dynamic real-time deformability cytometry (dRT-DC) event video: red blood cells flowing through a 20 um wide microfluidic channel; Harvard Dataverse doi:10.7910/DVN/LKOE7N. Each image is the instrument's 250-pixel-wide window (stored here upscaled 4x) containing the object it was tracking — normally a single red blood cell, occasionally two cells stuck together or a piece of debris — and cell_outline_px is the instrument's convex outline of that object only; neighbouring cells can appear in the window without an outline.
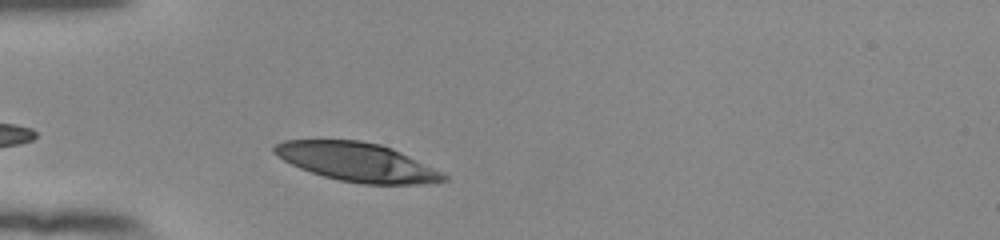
{"species": "human", "species_latin": "Homo sapiens", "temperature_condition": "room temperature", "stored_images_in_passage": 30, "camera_frame_rate_fps": 3000, "um_per_image_px": 0.085, "donor": {"sex": "female"}, "frame": {"image": 1, "passage_image": 3, "time_ms": 0.667, "image_size_px": [1000, 240], "cell_outline_px": [[448, 180], [424, 184], [364, 184], [340, 180], [324, 176], [300, 168], [276, 156], [272, 152], [272, 148], [276, 144], [284, 140], [360, 140], [380, 144], [392, 148], [448, 176]], "centroid_in_image_um": [30.31, 13.77], "position_along_channel_um": 54.7, "area_um2": 37.8}}
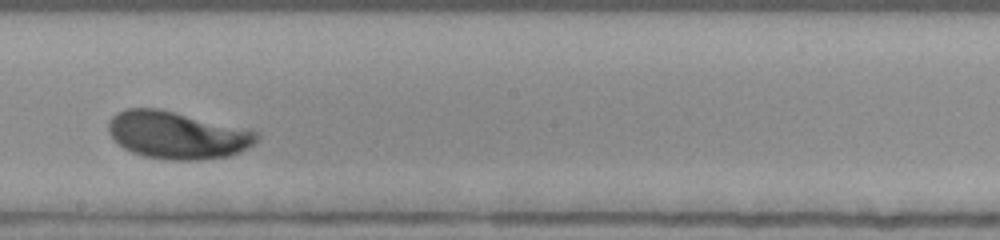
{"frame": {"image": 2, "passage_image": 18, "time_ms": 5.667, "image_size_px": [1000, 240], "cell_outline_px": [[260, 136], [252, 144], [240, 152], [228, 156], [200, 160], [168, 160], [144, 156], [132, 152], [124, 148], [112, 140], [108, 132], [108, 120], [116, 112], [128, 108], [160, 108], [248, 128], [260, 132]], "centroid_in_image_um": [15.05, 11.47], "position_along_channel_um": 233.1, "area_um2": 41.56}}
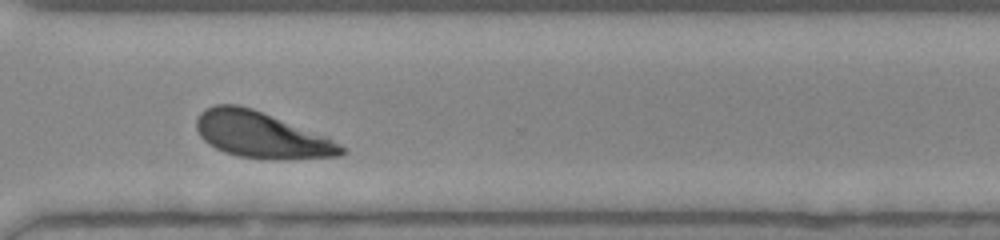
{"frame": {"image": 3, "passage_image": 27, "time_ms": 8.667, "image_size_px": [1000, 240], "cell_outline_px": [[348, 152], [340, 156], [280, 160], [272, 160], [240, 156], [224, 152], [216, 148], [204, 140], [200, 136], [196, 128], [196, 120], [200, 112], [204, 108], [216, 104], [236, 104], [252, 108], [328, 136], [348, 148]], "centroid_in_image_um": [22.27, 11.47], "position_along_channel_um": 348.3, "area_um2": 39.42}, "authors_computed_cell_mechanics": {"area_um2": 39.5352, "velocity_mm_per_s": 3.8259, "shape_relaxation_time_tau1_ms": 3.0984, "shape_relaxation_time_tau2_ms": null, "deformation_change_tau1": 0.1728, "deformation_change_tau2": null}}